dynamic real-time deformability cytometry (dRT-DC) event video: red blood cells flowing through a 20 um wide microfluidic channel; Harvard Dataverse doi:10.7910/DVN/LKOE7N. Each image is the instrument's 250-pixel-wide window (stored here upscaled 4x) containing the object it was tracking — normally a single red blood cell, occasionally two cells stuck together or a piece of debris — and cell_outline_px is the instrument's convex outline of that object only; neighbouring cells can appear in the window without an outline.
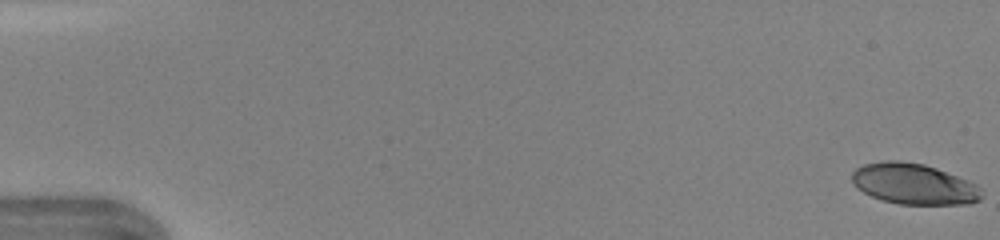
{"species": "human", "species_latin": "Homo sapiens", "temperature_condition": "warm", "stored_images_in_passage": 47, "camera_frame_rate_fps": 3000, "um_per_image_px": 0.085, "donor": {"sex": "female"}, "frame": {"image": 1, "passage_image": 1, "time_ms": 0.0, "image_size_px": [1000, 240], "cell_outline_px": [[980, 200], [968, 204], [900, 204], [884, 200], [872, 196], [856, 188], [852, 184], [852, 172], [856, 168], [864, 164], [884, 160], [900, 160], [924, 164], [936, 168], [968, 180], [976, 184], [980, 188]], "centroid_in_image_um": [77.65, 15.62], "position_along_channel_um": 7.4, "area_um2": 30.81}}
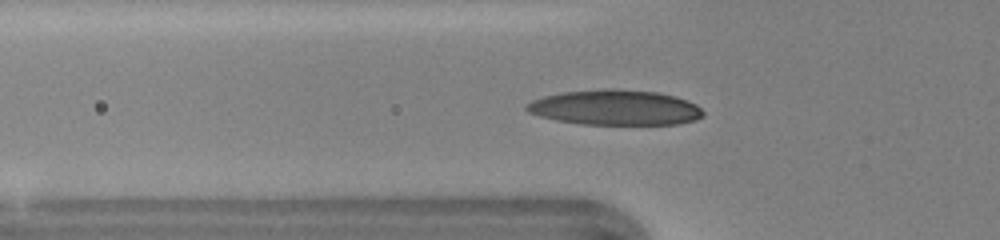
{"frame": {"image": 2, "passage_image": 17, "time_ms": 5.333, "image_size_px": [1000, 240], "cell_outline_px": [[704, 116], [696, 120], [680, 124], [580, 124], [556, 120], [540, 116], [528, 112], [524, 108], [524, 104], [532, 100], [544, 96], [564, 92], [608, 88], [612, 88], [656, 92], [676, 96], [696, 104], [704, 112]], "centroid_in_image_um": [52.29, 9.14], "position_along_channel_um": 73.5, "area_um2": 36.36}}
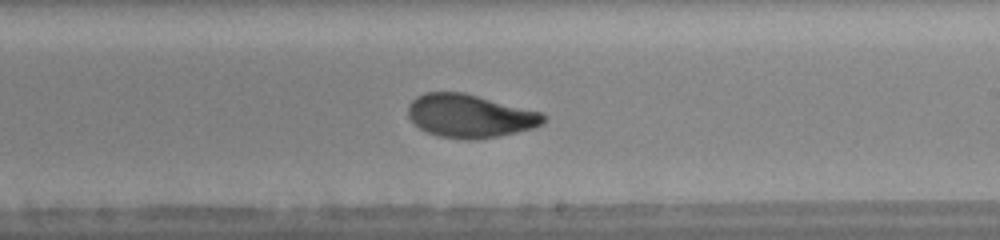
{"frame": {"image": 3, "passage_image": 29, "time_ms": 9.333, "image_size_px": [1000, 240], "cell_outline_px": [[544, 120], [540, 124], [532, 128], [516, 132], [476, 140], [460, 140], [436, 136], [420, 128], [408, 116], [408, 104], [416, 96], [424, 92], [464, 92], [540, 112], [544, 116]], "centroid_in_image_um": [39.88, 9.86], "position_along_channel_um": 249.1, "area_um2": 33.99}, "authors_computed_cell_mechanics": {"area_um2": 33.524, "velocity_mm_per_s": 4.3809, "shape_relaxation_time_tau1_ms": 4.8572, "shape_relaxation_time_tau2_ms": 1.1989, "deformation_change_tau1": 0.1997, "deformation_change_tau2": 0.0677}}